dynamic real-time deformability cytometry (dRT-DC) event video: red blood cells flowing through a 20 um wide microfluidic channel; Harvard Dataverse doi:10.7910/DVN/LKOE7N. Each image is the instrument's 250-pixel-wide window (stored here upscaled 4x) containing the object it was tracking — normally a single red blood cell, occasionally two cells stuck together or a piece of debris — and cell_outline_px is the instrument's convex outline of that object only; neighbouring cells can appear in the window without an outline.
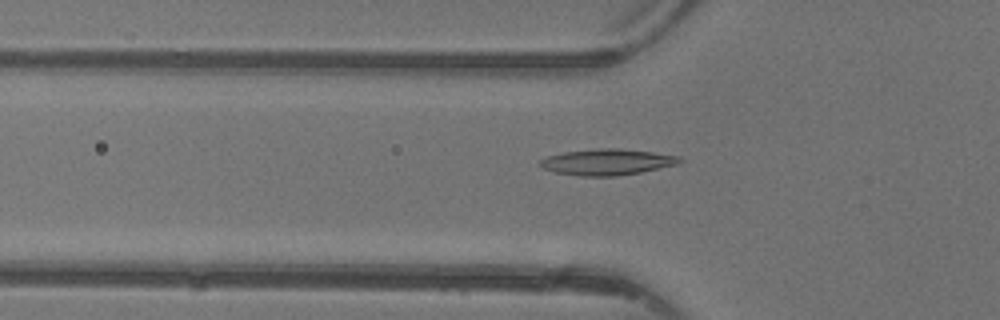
{"species": "common noctule bat (a hibernating species)", "species_latin": "Nyctalus noctula", "temperature_condition": "warm", "stored_images_in_passage": 36, "camera_frame_rate_fps": 3000, "um_per_image_px": 0.085, "animal": {"sex": "female"}, "frame": {"image": 1, "passage_image": 5, "time_ms": 1.333, "image_size_px": [1000, 320], "cell_outline_px": [[684, 160], [680, 164], [640, 172], [616, 176], [580, 176], [556, 172], [544, 168], [540, 164], [540, 160], [548, 156], [564, 152], [600, 148], [620, 148], [652, 152], [680, 156]], "centroid_in_image_um": [51.67, 13.77], "position_along_channel_um": 74.1, "area_um2": 21.15}}
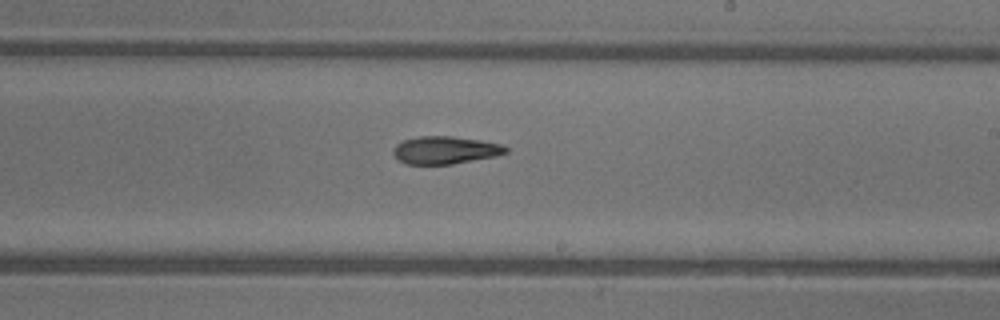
{"frame": {"image": 2, "passage_image": 17, "time_ms": 5.333, "image_size_px": [1000, 320], "cell_outline_px": [[508, 152], [496, 156], [452, 164], [404, 164], [396, 160], [392, 152], [396, 144], [404, 140], [420, 136], [452, 136], [480, 140], [500, 144], [508, 148]], "centroid_in_image_um": [37.81, 12.77], "position_along_channel_um": 251.2, "area_um2": 18.21}}
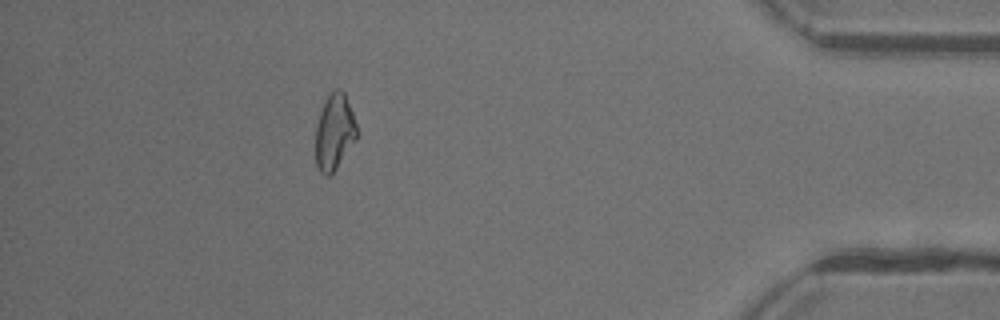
{"frame": {"image": 3, "passage_image": 31, "time_ms": 10.0, "image_size_px": [1000, 320], "cell_outline_px": [[356, 140], [336, 168], [328, 176], [324, 176], [316, 168], [316, 124], [324, 100], [328, 92], [336, 88], [340, 88], [344, 92], [352, 112], [356, 124]], "centroid_in_image_um": [28.4, 11.19], "position_along_channel_um": 406.8, "area_um2": 18.32}, "authors_computed_cell_mechanics": {"area_um2": 18.6694, "velocity_mm_per_s": 4.4072, "shape_relaxation_time_tau1_ms": null, "shape_relaxation_time_tau2_ms": 6.0138, "deformation_change_tau1": null, "deformation_change_tau2": 0.1637}}